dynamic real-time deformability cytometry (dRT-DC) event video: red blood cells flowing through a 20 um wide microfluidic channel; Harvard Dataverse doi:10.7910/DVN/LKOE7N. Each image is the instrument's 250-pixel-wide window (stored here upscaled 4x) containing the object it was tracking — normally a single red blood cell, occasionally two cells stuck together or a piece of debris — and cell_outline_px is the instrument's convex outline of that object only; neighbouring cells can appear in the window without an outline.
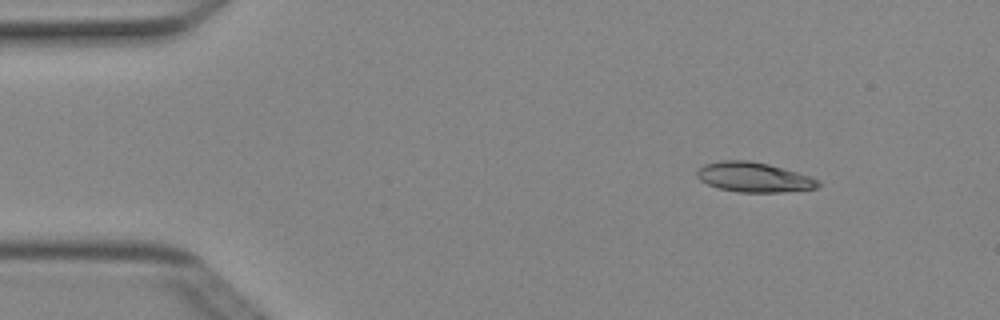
{"species": "Egyptian fruit bat (a non-hibernating species)", "species_latin": "Rousettus aegyptiacus", "temperature_condition": "cold", "stored_images_in_passage": 4, "camera_frame_rate_fps": 3000, "um_per_image_px": 0.085, "animal": {"sex": "female"}, "frame": {"image": 1, "passage_image": 2, "time_ms": 0.333, "image_size_px": [1000, 320], "cell_outline_px": [[820, 184], [816, 188], [784, 192], [736, 192], [720, 188], [708, 184], [700, 180], [696, 176], [696, 172], [704, 164], [720, 160], [748, 160], [768, 164], [796, 172], [820, 180]], "centroid_in_image_um": [64.05, 15.06], "position_along_channel_um": 20.9, "area_um2": 20.92}}